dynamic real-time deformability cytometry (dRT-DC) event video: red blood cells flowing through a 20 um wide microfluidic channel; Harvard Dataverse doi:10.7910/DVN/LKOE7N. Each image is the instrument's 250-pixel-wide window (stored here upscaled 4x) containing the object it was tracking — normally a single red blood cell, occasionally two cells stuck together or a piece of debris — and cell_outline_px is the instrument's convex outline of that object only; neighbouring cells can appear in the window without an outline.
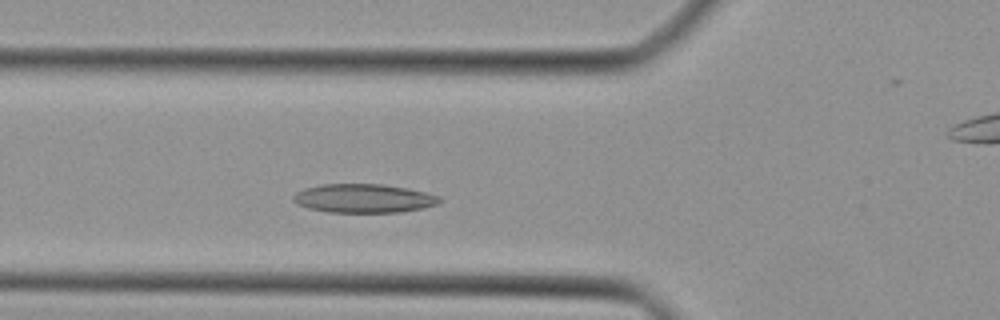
{"species": "Egyptian fruit bat (a non-hibernating species)", "species_latin": "Rousettus aegyptiacus", "temperature_condition": "cold", "stored_images_in_passage": 39, "camera_frame_rate_fps": 3000, "um_per_image_px": 0.085, "animal": {"sex": "female"}, "frame": {"image": 1, "passage_image": 9, "time_ms": 2.667, "image_size_px": [1000, 320], "cell_outline_px": [[440, 204], [400, 212], [328, 212], [308, 208], [296, 204], [292, 200], [292, 196], [296, 192], [304, 188], [320, 184], [384, 184], [408, 188], [440, 196]], "centroid_in_image_um": [30.88, 16.85], "position_along_channel_um": 94.9, "area_um2": 24.62}}
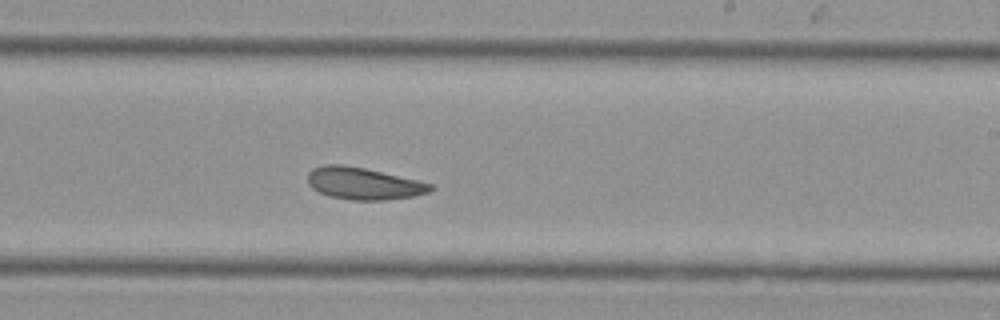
{"frame": {"image": 2, "passage_image": 20, "time_ms": 6.333, "image_size_px": [1000, 320], "cell_outline_px": [[436, 188], [428, 192], [412, 196], [384, 200], [352, 200], [328, 196], [312, 188], [308, 184], [308, 172], [312, 168], [324, 164], [340, 164], [364, 168], [416, 180], [432, 184]], "centroid_in_image_um": [30.86, 15.6], "position_along_channel_um": 258.1, "area_um2": 22.77}}
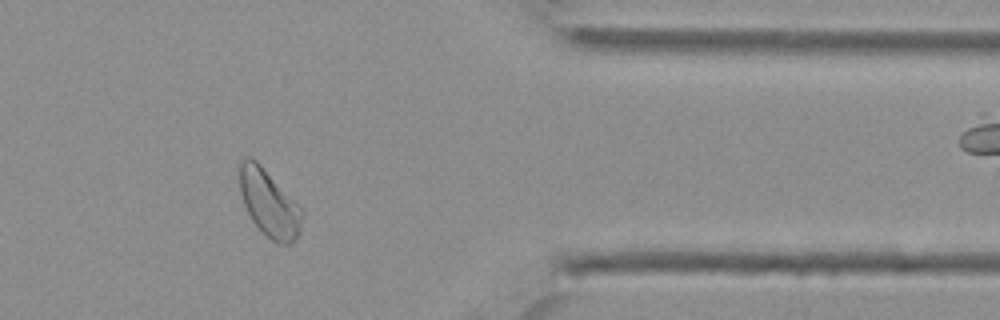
{"frame": {"image": 3, "passage_image": 30, "time_ms": 9.667, "image_size_px": [1000, 320], "cell_outline_px": [[304, 212], [300, 232], [292, 244], [276, 244], [252, 220], [244, 204], [240, 192], [236, 168], [236, 164], [244, 156], [248, 156], [256, 160], [300, 204]], "centroid_in_image_um": [22.86, 17.21], "position_along_channel_um": 388.5, "area_um2": 25.03}}